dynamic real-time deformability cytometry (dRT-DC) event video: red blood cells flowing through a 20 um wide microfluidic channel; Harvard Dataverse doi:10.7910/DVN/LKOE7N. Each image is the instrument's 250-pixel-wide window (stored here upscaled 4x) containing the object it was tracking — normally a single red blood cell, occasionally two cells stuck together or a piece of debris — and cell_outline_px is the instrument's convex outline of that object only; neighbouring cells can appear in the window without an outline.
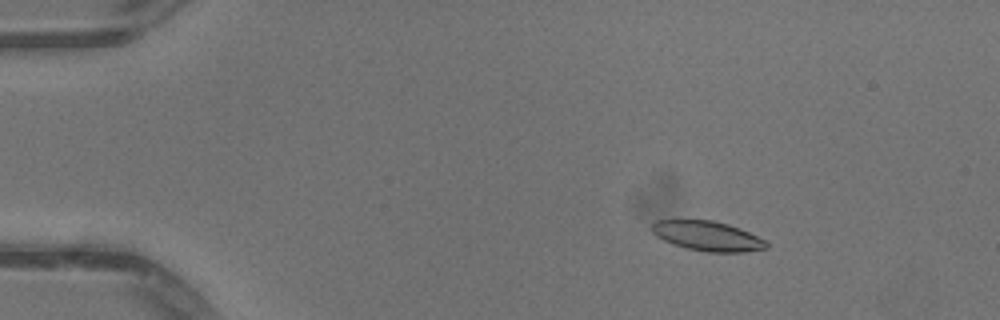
{"species": "common noctule bat (a hibernating species)", "species_latin": "Nyctalus noctula", "temperature_condition": "warm", "stored_images_in_passage": 52, "camera_frame_rate_fps": 3000, "um_per_image_px": 0.085, "animal": {"sex": "male", "body_mass_g": 13.3}, "frame": {"image": 1, "passage_image": 9, "time_ms": 2.667, "image_size_px": [1000, 320], "cell_outline_px": [[768, 248], [744, 252], [708, 252], [688, 248], [672, 244], [656, 236], [652, 232], [652, 224], [656, 220], [712, 220], [728, 224], [740, 228], [764, 240], [768, 244]], "centroid_in_image_um": [60.13, 20.06], "position_along_channel_um": 24.9, "area_um2": 19.71}}
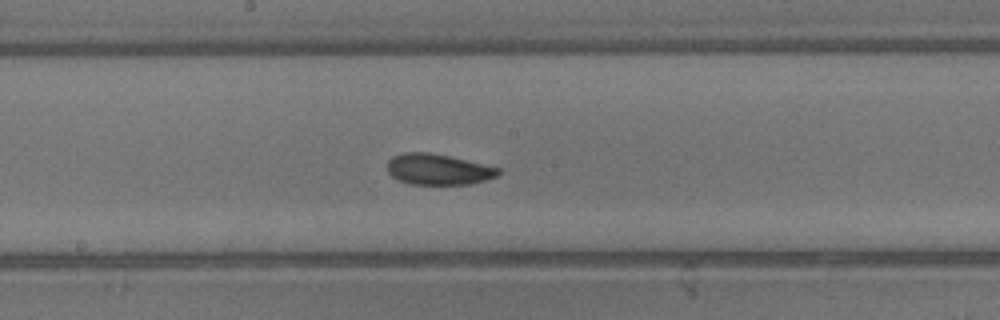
{"frame": {"image": 2, "passage_image": 29, "time_ms": 9.333, "image_size_px": [1000, 320], "cell_outline_px": [[500, 172], [496, 176], [472, 184], [408, 184], [392, 176], [388, 172], [388, 160], [392, 156], [404, 152], [428, 152], [448, 156], [500, 168]], "centroid_in_image_um": [37.21, 14.39], "position_along_channel_um": 211.0, "area_um2": 19.77}}
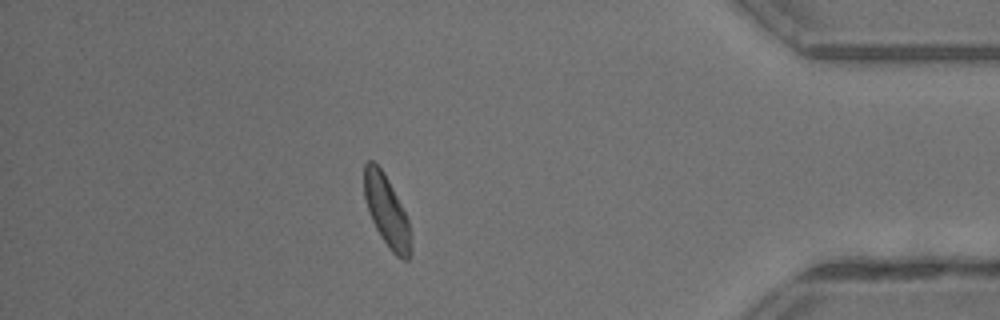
{"frame": {"image": 3, "passage_image": 46, "time_ms": 15.0, "image_size_px": [1000, 320], "cell_outline_px": [[412, 252], [408, 260], [404, 260], [396, 256], [392, 252], [380, 236], [372, 220], [364, 196], [364, 164], [368, 160], [372, 160], [384, 172], [408, 220], [412, 232]], "centroid_in_image_um": [32.89, 17.99], "position_along_channel_um": 402.3, "area_um2": 19.31}, "authors_computed_cell_mechanics": {"area_um2": 19.7387, "velocity_mm_per_s": 4.0754, "shape_relaxation_time_tau1_ms": 2.6006, "shape_relaxation_time_tau2_ms": 3.4126, "deformation_change_tau1": 0.0848, "deformation_change_tau2": 0.0906}}